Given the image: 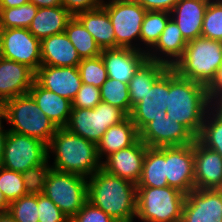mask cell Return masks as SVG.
Listing matches in <instances>:
<instances>
[{"label":"cell","mask_w":222,"mask_h":222,"mask_svg":"<svg viewBox=\"0 0 222 222\" xmlns=\"http://www.w3.org/2000/svg\"><path fill=\"white\" fill-rule=\"evenodd\" d=\"M87 200L117 222L136 221L137 185L102 168L88 178Z\"/></svg>","instance_id":"cell-1"},{"label":"cell","mask_w":222,"mask_h":222,"mask_svg":"<svg viewBox=\"0 0 222 222\" xmlns=\"http://www.w3.org/2000/svg\"><path fill=\"white\" fill-rule=\"evenodd\" d=\"M166 116L184 125L198 137L208 110L213 106L207 87L180 77L169 68V93Z\"/></svg>","instance_id":"cell-2"},{"label":"cell","mask_w":222,"mask_h":222,"mask_svg":"<svg viewBox=\"0 0 222 222\" xmlns=\"http://www.w3.org/2000/svg\"><path fill=\"white\" fill-rule=\"evenodd\" d=\"M48 162L53 153L54 161L48 167L61 172L74 173L89 178L102 168L97 145L91 141L58 128L47 145ZM51 153V154H50Z\"/></svg>","instance_id":"cell-3"},{"label":"cell","mask_w":222,"mask_h":222,"mask_svg":"<svg viewBox=\"0 0 222 222\" xmlns=\"http://www.w3.org/2000/svg\"><path fill=\"white\" fill-rule=\"evenodd\" d=\"M36 188L69 218L88 201V178L47 167L36 180Z\"/></svg>","instance_id":"cell-4"},{"label":"cell","mask_w":222,"mask_h":222,"mask_svg":"<svg viewBox=\"0 0 222 222\" xmlns=\"http://www.w3.org/2000/svg\"><path fill=\"white\" fill-rule=\"evenodd\" d=\"M222 63V42L198 37L187 43L182 57L172 69L183 78L208 87Z\"/></svg>","instance_id":"cell-5"},{"label":"cell","mask_w":222,"mask_h":222,"mask_svg":"<svg viewBox=\"0 0 222 222\" xmlns=\"http://www.w3.org/2000/svg\"><path fill=\"white\" fill-rule=\"evenodd\" d=\"M2 167L30 176L35 182L48 167L47 144L39 139L8 131Z\"/></svg>","instance_id":"cell-6"},{"label":"cell","mask_w":222,"mask_h":222,"mask_svg":"<svg viewBox=\"0 0 222 222\" xmlns=\"http://www.w3.org/2000/svg\"><path fill=\"white\" fill-rule=\"evenodd\" d=\"M5 121L11 126L8 131L39 139L47 145L58 129L29 93L5 102Z\"/></svg>","instance_id":"cell-7"},{"label":"cell","mask_w":222,"mask_h":222,"mask_svg":"<svg viewBox=\"0 0 222 222\" xmlns=\"http://www.w3.org/2000/svg\"><path fill=\"white\" fill-rule=\"evenodd\" d=\"M185 197L170 186L137 187L136 218L142 222H181Z\"/></svg>","instance_id":"cell-8"},{"label":"cell","mask_w":222,"mask_h":222,"mask_svg":"<svg viewBox=\"0 0 222 222\" xmlns=\"http://www.w3.org/2000/svg\"><path fill=\"white\" fill-rule=\"evenodd\" d=\"M127 117L120 108L101 101L93 109L72 108L65 128L97 145L109 127L121 123Z\"/></svg>","instance_id":"cell-9"},{"label":"cell","mask_w":222,"mask_h":222,"mask_svg":"<svg viewBox=\"0 0 222 222\" xmlns=\"http://www.w3.org/2000/svg\"><path fill=\"white\" fill-rule=\"evenodd\" d=\"M102 6L106 9L114 28L116 48L140 50L141 26L147 10L135 0H104Z\"/></svg>","instance_id":"cell-10"},{"label":"cell","mask_w":222,"mask_h":222,"mask_svg":"<svg viewBox=\"0 0 222 222\" xmlns=\"http://www.w3.org/2000/svg\"><path fill=\"white\" fill-rule=\"evenodd\" d=\"M4 58L22 63L34 72L41 66L40 40L27 28L1 29Z\"/></svg>","instance_id":"cell-11"},{"label":"cell","mask_w":222,"mask_h":222,"mask_svg":"<svg viewBox=\"0 0 222 222\" xmlns=\"http://www.w3.org/2000/svg\"><path fill=\"white\" fill-rule=\"evenodd\" d=\"M166 179L168 186L184 194L195 189L194 143L166 146Z\"/></svg>","instance_id":"cell-12"},{"label":"cell","mask_w":222,"mask_h":222,"mask_svg":"<svg viewBox=\"0 0 222 222\" xmlns=\"http://www.w3.org/2000/svg\"><path fill=\"white\" fill-rule=\"evenodd\" d=\"M139 138L148 147L180 146L193 144L196 137L182 124L168 116L157 117L140 131Z\"/></svg>","instance_id":"cell-13"},{"label":"cell","mask_w":222,"mask_h":222,"mask_svg":"<svg viewBox=\"0 0 222 222\" xmlns=\"http://www.w3.org/2000/svg\"><path fill=\"white\" fill-rule=\"evenodd\" d=\"M181 222H222V189H194L187 193Z\"/></svg>","instance_id":"cell-14"},{"label":"cell","mask_w":222,"mask_h":222,"mask_svg":"<svg viewBox=\"0 0 222 222\" xmlns=\"http://www.w3.org/2000/svg\"><path fill=\"white\" fill-rule=\"evenodd\" d=\"M169 93V69L154 83L129 115L138 131L154 118L166 116Z\"/></svg>","instance_id":"cell-15"},{"label":"cell","mask_w":222,"mask_h":222,"mask_svg":"<svg viewBox=\"0 0 222 222\" xmlns=\"http://www.w3.org/2000/svg\"><path fill=\"white\" fill-rule=\"evenodd\" d=\"M148 146L140 139L132 146L102 160V169L137 185L142 175L143 160Z\"/></svg>","instance_id":"cell-16"},{"label":"cell","mask_w":222,"mask_h":222,"mask_svg":"<svg viewBox=\"0 0 222 222\" xmlns=\"http://www.w3.org/2000/svg\"><path fill=\"white\" fill-rule=\"evenodd\" d=\"M35 80L44 88L72 102L81 85L78 67L41 65L35 72Z\"/></svg>","instance_id":"cell-17"},{"label":"cell","mask_w":222,"mask_h":222,"mask_svg":"<svg viewBox=\"0 0 222 222\" xmlns=\"http://www.w3.org/2000/svg\"><path fill=\"white\" fill-rule=\"evenodd\" d=\"M101 58L108 78L125 84L130 82L137 70L148 60L145 52L128 47L103 49Z\"/></svg>","instance_id":"cell-18"},{"label":"cell","mask_w":222,"mask_h":222,"mask_svg":"<svg viewBox=\"0 0 222 222\" xmlns=\"http://www.w3.org/2000/svg\"><path fill=\"white\" fill-rule=\"evenodd\" d=\"M195 189H222V156L194 142Z\"/></svg>","instance_id":"cell-19"},{"label":"cell","mask_w":222,"mask_h":222,"mask_svg":"<svg viewBox=\"0 0 222 222\" xmlns=\"http://www.w3.org/2000/svg\"><path fill=\"white\" fill-rule=\"evenodd\" d=\"M35 72L27 65L3 58L0 61V100L4 103L29 93Z\"/></svg>","instance_id":"cell-20"},{"label":"cell","mask_w":222,"mask_h":222,"mask_svg":"<svg viewBox=\"0 0 222 222\" xmlns=\"http://www.w3.org/2000/svg\"><path fill=\"white\" fill-rule=\"evenodd\" d=\"M187 41L170 18L156 44L146 53L148 60L163 63L170 68L182 57Z\"/></svg>","instance_id":"cell-21"},{"label":"cell","mask_w":222,"mask_h":222,"mask_svg":"<svg viewBox=\"0 0 222 222\" xmlns=\"http://www.w3.org/2000/svg\"><path fill=\"white\" fill-rule=\"evenodd\" d=\"M210 0H179L170 12L183 38L189 42L201 36L204 14Z\"/></svg>","instance_id":"cell-22"},{"label":"cell","mask_w":222,"mask_h":222,"mask_svg":"<svg viewBox=\"0 0 222 222\" xmlns=\"http://www.w3.org/2000/svg\"><path fill=\"white\" fill-rule=\"evenodd\" d=\"M41 65L78 67L81 58L65 32L40 41Z\"/></svg>","instance_id":"cell-23"},{"label":"cell","mask_w":222,"mask_h":222,"mask_svg":"<svg viewBox=\"0 0 222 222\" xmlns=\"http://www.w3.org/2000/svg\"><path fill=\"white\" fill-rule=\"evenodd\" d=\"M29 94L57 128L66 127L72 110L70 100L42 87L36 80H34Z\"/></svg>","instance_id":"cell-24"},{"label":"cell","mask_w":222,"mask_h":222,"mask_svg":"<svg viewBox=\"0 0 222 222\" xmlns=\"http://www.w3.org/2000/svg\"><path fill=\"white\" fill-rule=\"evenodd\" d=\"M139 139V131L128 116L121 123L109 127L97 143L100 160L134 145Z\"/></svg>","instance_id":"cell-25"},{"label":"cell","mask_w":222,"mask_h":222,"mask_svg":"<svg viewBox=\"0 0 222 222\" xmlns=\"http://www.w3.org/2000/svg\"><path fill=\"white\" fill-rule=\"evenodd\" d=\"M75 17L93 36L101 50L116 48L114 28L106 9L103 6L78 13Z\"/></svg>","instance_id":"cell-26"},{"label":"cell","mask_w":222,"mask_h":222,"mask_svg":"<svg viewBox=\"0 0 222 222\" xmlns=\"http://www.w3.org/2000/svg\"><path fill=\"white\" fill-rule=\"evenodd\" d=\"M72 17L63 5L38 8L28 30L41 41L51 35L65 32Z\"/></svg>","instance_id":"cell-27"},{"label":"cell","mask_w":222,"mask_h":222,"mask_svg":"<svg viewBox=\"0 0 222 222\" xmlns=\"http://www.w3.org/2000/svg\"><path fill=\"white\" fill-rule=\"evenodd\" d=\"M168 186L166 179V146L148 147L143 160L142 175L137 187L162 188Z\"/></svg>","instance_id":"cell-28"},{"label":"cell","mask_w":222,"mask_h":222,"mask_svg":"<svg viewBox=\"0 0 222 222\" xmlns=\"http://www.w3.org/2000/svg\"><path fill=\"white\" fill-rule=\"evenodd\" d=\"M170 67L159 62L147 60L135 73L128 83V91L132 108L143 100L145 94L154 83Z\"/></svg>","instance_id":"cell-29"},{"label":"cell","mask_w":222,"mask_h":222,"mask_svg":"<svg viewBox=\"0 0 222 222\" xmlns=\"http://www.w3.org/2000/svg\"><path fill=\"white\" fill-rule=\"evenodd\" d=\"M196 139L222 156V107L220 105H213L208 110Z\"/></svg>","instance_id":"cell-30"},{"label":"cell","mask_w":222,"mask_h":222,"mask_svg":"<svg viewBox=\"0 0 222 222\" xmlns=\"http://www.w3.org/2000/svg\"><path fill=\"white\" fill-rule=\"evenodd\" d=\"M36 187V182L28 175L0 166V190L10 203L27 195Z\"/></svg>","instance_id":"cell-31"},{"label":"cell","mask_w":222,"mask_h":222,"mask_svg":"<svg viewBox=\"0 0 222 222\" xmlns=\"http://www.w3.org/2000/svg\"><path fill=\"white\" fill-rule=\"evenodd\" d=\"M65 34L76 48L81 59L93 58L101 55V48L98 46L93 36L75 16L69 20L65 29Z\"/></svg>","instance_id":"cell-32"},{"label":"cell","mask_w":222,"mask_h":222,"mask_svg":"<svg viewBox=\"0 0 222 222\" xmlns=\"http://www.w3.org/2000/svg\"><path fill=\"white\" fill-rule=\"evenodd\" d=\"M170 18V12L147 11L141 26L140 51L147 53L156 44Z\"/></svg>","instance_id":"cell-33"},{"label":"cell","mask_w":222,"mask_h":222,"mask_svg":"<svg viewBox=\"0 0 222 222\" xmlns=\"http://www.w3.org/2000/svg\"><path fill=\"white\" fill-rule=\"evenodd\" d=\"M38 7L26 3L18 7L0 8V29L29 28Z\"/></svg>","instance_id":"cell-34"},{"label":"cell","mask_w":222,"mask_h":222,"mask_svg":"<svg viewBox=\"0 0 222 222\" xmlns=\"http://www.w3.org/2000/svg\"><path fill=\"white\" fill-rule=\"evenodd\" d=\"M101 100L123 110L128 116L132 111L128 84L108 78L100 87Z\"/></svg>","instance_id":"cell-35"},{"label":"cell","mask_w":222,"mask_h":222,"mask_svg":"<svg viewBox=\"0 0 222 222\" xmlns=\"http://www.w3.org/2000/svg\"><path fill=\"white\" fill-rule=\"evenodd\" d=\"M7 212L17 222H38V189L10 202Z\"/></svg>","instance_id":"cell-36"},{"label":"cell","mask_w":222,"mask_h":222,"mask_svg":"<svg viewBox=\"0 0 222 222\" xmlns=\"http://www.w3.org/2000/svg\"><path fill=\"white\" fill-rule=\"evenodd\" d=\"M202 37L222 42V0H210L204 14Z\"/></svg>","instance_id":"cell-37"},{"label":"cell","mask_w":222,"mask_h":222,"mask_svg":"<svg viewBox=\"0 0 222 222\" xmlns=\"http://www.w3.org/2000/svg\"><path fill=\"white\" fill-rule=\"evenodd\" d=\"M82 83L100 88L108 79V74L101 55L84 58L78 65Z\"/></svg>","instance_id":"cell-38"},{"label":"cell","mask_w":222,"mask_h":222,"mask_svg":"<svg viewBox=\"0 0 222 222\" xmlns=\"http://www.w3.org/2000/svg\"><path fill=\"white\" fill-rule=\"evenodd\" d=\"M38 222H70V219L38 190Z\"/></svg>","instance_id":"cell-39"},{"label":"cell","mask_w":222,"mask_h":222,"mask_svg":"<svg viewBox=\"0 0 222 222\" xmlns=\"http://www.w3.org/2000/svg\"><path fill=\"white\" fill-rule=\"evenodd\" d=\"M101 101L100 88L82 83L78 93L72 100V108L93 109Z\"/></svg>","instance_id":"cell-40"},{"label":"cell","mask_w":222,"mask_h":222,"mask_svg":"<svg viewBox=\"0 0 222 222\" xmlns=\"http://www.w3.org/2000/svg\"><path fill=\"white\" fill-rule=\"evenodd\" d=\"M70 222H117L103 210L86 202L83 208L70 219Z\"/></svg>","instance_id":"cell-41"},{"label":"cell","mask_w":222,"mask_h":222,"mask_svg":"<svg viewBox=\"0 0 222 222\" xmlns=\"http://www.w3.org/2000/svg\"><path fill=\"white\" fill-rule=\"evenodd\" d=\"M103 2L104 0H62V5L72 16H75L78 13L99 8Z\"/></svg>","instance_id":"cell-42"},{"label":"cell","mask_w":222,"mask_h":222,"mask_svg":"<svg viewBox=\"0 0 222 222\" xmlns=\"http://www.w3.org/2000/svg\"><path fill=\"white\" fill-rule=\"evenodd\" d=\"M147 11L171 12L179 0H135Z\"/></svg>","instance_id":"cell-43"},{"label":"cell","mask_w":222,"mask_h":222,"mask_svg":"<svg viewBox=\"0 0 222 222\" xmlns=\"http://www.w3.org/2000/svg\"><path fill=\"white\" fill-rule=\"evenodd\" d=\"M209 98L213 105L222 103V63L219 66L213 82L207 87Z\"/></svg>","instance_id":"cell-44"},{"label":"cell","mask_w":222,"mask_h":222,"mask_svg":"<svg viewBox=\"0 0 222 222\" xmlns=\"http://www.w3.org/2000/svg\"><path fill=\"white\" fill-rule=\"evenodd\" d=\"M38 8L62 6V0H30Z\"/></svg>","instance_id":"cell-45"},{"label":"cell","mask_w":222,"mask_h":222,"mask_svg":"<svg viewBox=\"0 0 222 222\" xmlns=\"http://www.w3.org/2000/svg\"><path fill=\"white\" fill-rule=\"evenodd\" d=\"M29 2L30 0H0V8L18 7Z\"/></svg>","instance_id":"cell-46"},{"label":"cell","mask_w":222,"mask_h":222,"mask_svg":"<svg viewBox=\"0 0 222 222\" xmlns=\"http://www.w3.org/2000/svg\"><path fill=\"white\" fill-rule=\"evenodd\" d=\"M5 127L2 125L0 126V166L2 165V158H3V150L5 140L8 134V129H4Z\"/></svg>","instance_id":"cell-47"},{"label":"cell","mask_w":222,"mask_h":222,"mask_svg":"<svg viewBox=\"0 0 222 222\" xmlns=\"http://www.w3.org/2000/svg\"><path fill=\"white\" fill-rule=\"evenodd\" d=\"M9 202L4 197V194L0 190V213H5L8 211Z\"/></svg>","instance_id":"cell-48"},{"label":"cell","mask_w":222,"mask_h":222,"mask_svg":"<svg viewBox=\"0 0 222 222\" xmlns=\"http://www.w3.org/2000/svg\"><path fill=\"white\" fill-rule=\"evenodd\" d=\"M0 222H17L8 212L0 213Z\"/></svg>","instance_id":"cell-49"},{"label":"cell","mask_w":222,"mask_h":222,"mask_svg":"<svg viewBox=\"0 0 222 222\" xmlns=\"http://www.w3.org/2000/svg\"><path fill=\"white\" fill-rule=\"evenodd\" d=\"M2 120H5V103L0 100V126H2L3 122Z\"/></svg>","instance_id":"cell-50"},{"label":"cell","mask_w":222,"mask_h":222,"mask_svg":"<svg viewBox=\"0 0 222 222\" xmlns=\"http://www.w3.org/2000/svg\"><path fill=\"white\" fill-rule=\"evenodd\" d=\"M4 58L3 53V43H2V35H1V29H0V61Z\"/></svg>","instance_id":"cell-51"}]
</instances>
